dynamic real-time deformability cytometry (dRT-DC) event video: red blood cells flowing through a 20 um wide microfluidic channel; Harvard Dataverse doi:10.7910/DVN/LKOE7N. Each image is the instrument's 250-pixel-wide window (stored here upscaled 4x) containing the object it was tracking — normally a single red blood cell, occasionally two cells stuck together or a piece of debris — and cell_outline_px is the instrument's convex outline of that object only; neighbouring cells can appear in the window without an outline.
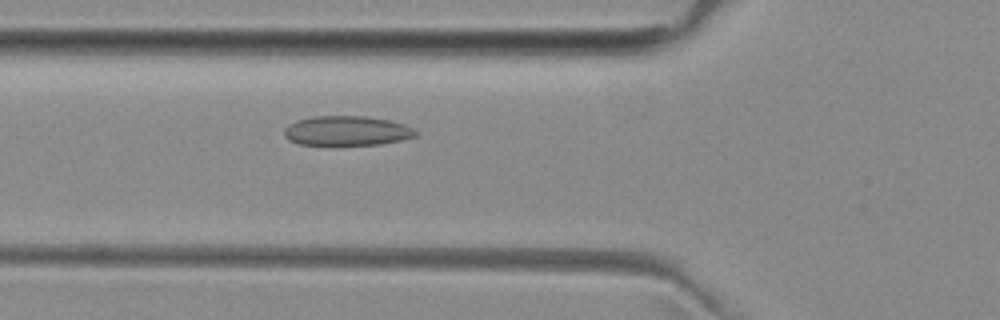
{"species": "common noctule bat (a hibernating species)", "species_latin": "Nyctalus noctula", "temperature_condition": "room temperature", "stored_images_in_passage": 45, "camera_frame_rate_fps": 3000, "um_per_image_px": 0.085, "animal": {"sex": "female", "body_mass_g": 29.2, "forearm_length_mm": 56.3}, "frame": {"image": 1, "passage_image": 12, "time_ms": 3.667, "image_size_px": [1000, 320], "cell_outline_px": [[416, 136], [400, 140], [380, 144], [300, 144], [288, 140], [284, 136], [284, 128], [288, 124], [296, 120], [312, 116], [364, 116], [388, 120], [404, 124], [412, 128], [416, 132]], "centroid_in_image_um": [29.43, 11.1], "position_along_channel_um": 96.4, "area_um2": 22.48}}
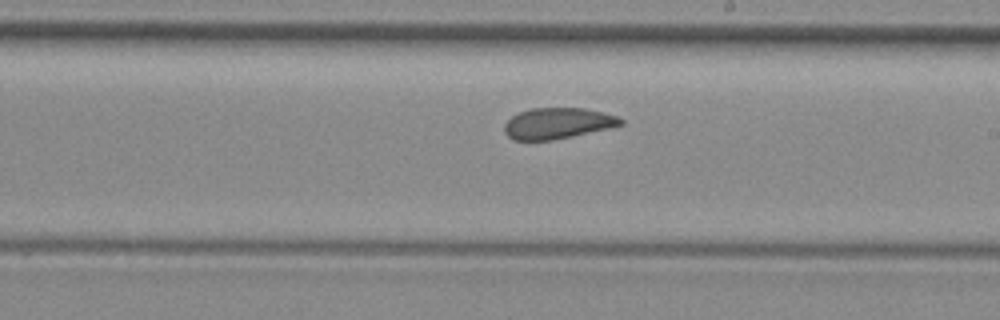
{"frame": {"image": 2, "passage_image": 23, "time_ms": 7.333, "image_size_px": [1000, 320], "cell_outline_px": [[624, 124], [608, 128], [572, 136], [552, 140], [512, 140], [504, 132], [504, 124], [512, 116], [520, 112], [532, 108], [584, 108], [616, 116], [624, 120]], "centroid_in_image_um": [47.37, 10.48], "position_along_channel_um": 241.6, "area_um2": 20.81}}
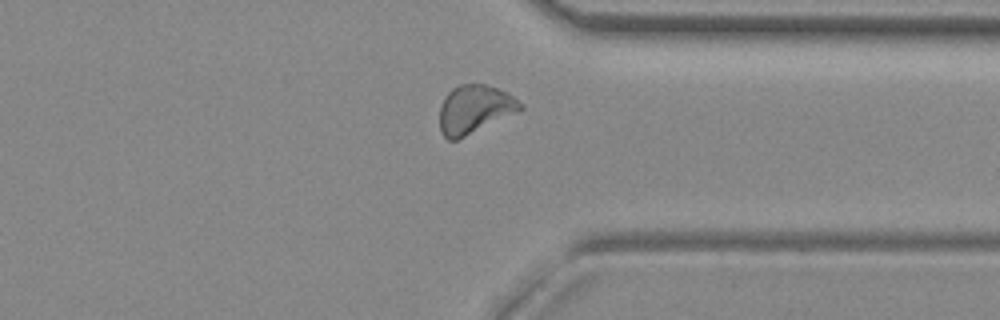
{"frame": {"image": 3, "passage_image": 33, "time_ms": 10.667, "image_size_px": [1000, 320], "cell_outline_px": [[524, 108], [456, 140], [448, 140], [440, 132], [440, 104], [444, 96], [452, 88], [460, 84], [484, 84], [508, 92], [524, 104]], "centroid_in_image_um": [40.31, 9.26], "position_along_channel_um": 371.1, "area_um2": 22.54}, "authors_computed_cell_mechanics": {"area_um2": 22.4264, "velocity_mm_per_s": 3.957, "shape_relaxation_time_tau1_ms": 7.5034, "shape_relaxation_time_tau2_ms": 1.9553, "deformation_change_tau1": 0.1255, "deformation_change_tau2": 0.0658}}